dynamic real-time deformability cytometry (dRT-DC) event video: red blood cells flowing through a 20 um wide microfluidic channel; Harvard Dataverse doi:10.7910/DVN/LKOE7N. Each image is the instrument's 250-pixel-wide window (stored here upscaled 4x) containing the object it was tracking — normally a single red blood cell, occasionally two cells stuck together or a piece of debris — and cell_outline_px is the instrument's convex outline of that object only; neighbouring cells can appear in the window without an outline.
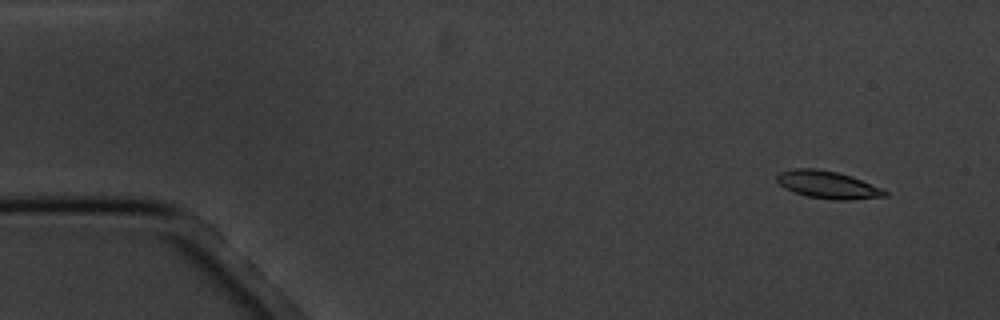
{"species": "common noctule bat (a hibernating species)", "species_latin": "Nyctalus noctula", "temperature_condition": "cold", "stored_images_in_passage": 11, "camera_frame_rate_fps": 3000, "um_per_image_px": 0.085, "animal": {"sex": "male", "body_mass_g": 20.1, "forearm_length_mm": 53.5}, "frame": {"image": 1, "passage_image": 1, "time_ms": 0.0, "image_size_px": [1000, 320], "cell_outline_px": [[888, 196], [848, 200], [832, 200], [808, 196], [784, 188], [776, 180], [776, 176], [780, 172], [792, 168], [816, 168], [836, 172], [852, 176], [884, 188], [888, 192]], "centroid_in_image_um": [70.4, 15.7], "position_along_channel_um": 14.6, "area_um2": 17.46}}
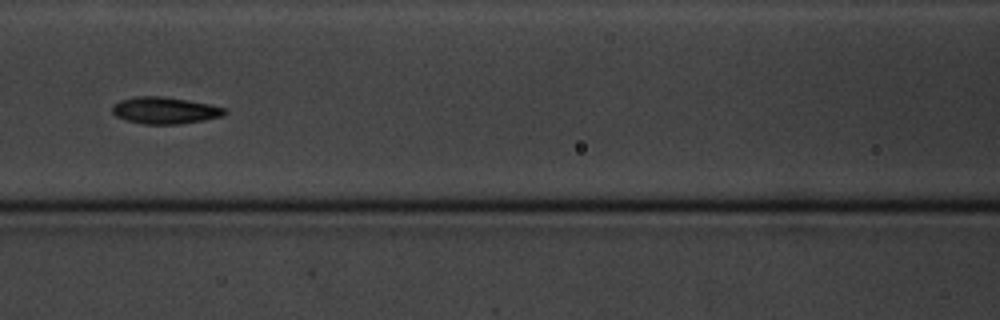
{"frame": {"image": 2, "passage_image": 7, "time_ms": 7.0, "image_size_px": [1000, 320], "cell_outline_px": [[228, 112], [224, 116], [204, 120], [180, 124], [144, 124], [124, 120], [116, 116], [112, 112], [112, 104], [120, 100], [136, 96], [160, 96], [188, 100], [228, 108]], "centroid_in_image_um": [14.02, 9.39], "position_along_channel_um": 152.6, "area_um2": 17.74}}
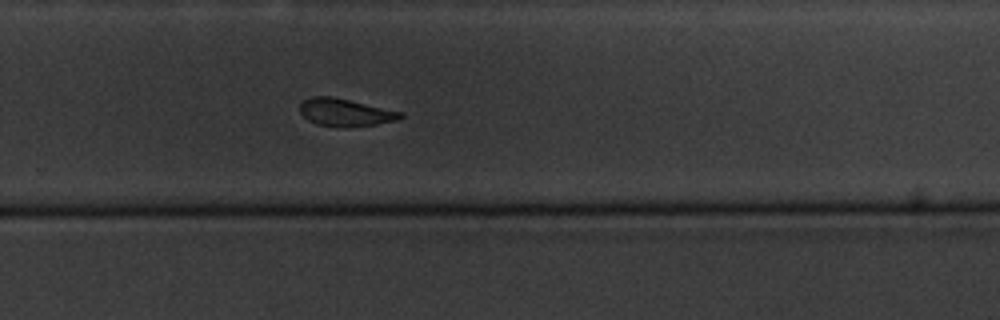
{"frame": {"image": 3, "passage_image": 11, "time_ms": 11.333, "image_size_px": [1000, 320], "cell_outline_px": [[404, 116], [396, 120], [376, 124], [344, 128], [316, 124], [308, 120], [300, 112], [300, 104], [304, 100], [312, 96], [332, 96], [404, 112]], "centroid_in_image_um": [29.35, 9.56], "position_along_channel_um": 300.4, "area_um2": 16.24}}